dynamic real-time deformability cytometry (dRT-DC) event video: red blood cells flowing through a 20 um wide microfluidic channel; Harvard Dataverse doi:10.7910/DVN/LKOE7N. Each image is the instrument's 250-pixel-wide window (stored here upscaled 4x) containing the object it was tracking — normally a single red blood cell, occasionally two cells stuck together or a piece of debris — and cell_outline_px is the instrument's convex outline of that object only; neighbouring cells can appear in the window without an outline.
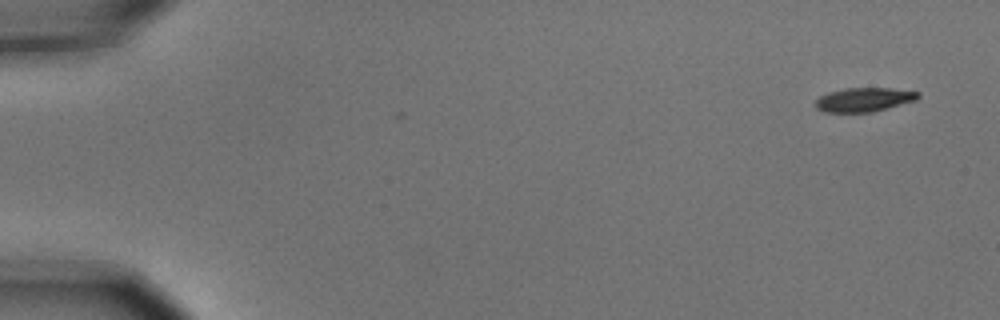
{"species": "common noctule bat (a hibernating species)", "species_latin": "Nyctalus noctula", "temperature_condition": "cold", "stored_images_in_passage": 3, "camera_frame_rate_fps": 3000, "um_per_image_px": 0.085, "animal": {"sex": "male", "body_mass_g": 15.6}, "frame": {"image": 1, "passage_image": 1, "time_ms": 0.0, "image_size_px": [1000, 320], "cell_outline_px": [[920, 96], [916, 100], [872, 112], [824, 112], [816, 108], [816, 100], [820, 96], [828, 92], [844, 88], [892, 88], [920, 92]], "centroid_in_image_um": [73.44, 8.46], "position_along_channel_um": 11.6, "area_um2": 14.33}}